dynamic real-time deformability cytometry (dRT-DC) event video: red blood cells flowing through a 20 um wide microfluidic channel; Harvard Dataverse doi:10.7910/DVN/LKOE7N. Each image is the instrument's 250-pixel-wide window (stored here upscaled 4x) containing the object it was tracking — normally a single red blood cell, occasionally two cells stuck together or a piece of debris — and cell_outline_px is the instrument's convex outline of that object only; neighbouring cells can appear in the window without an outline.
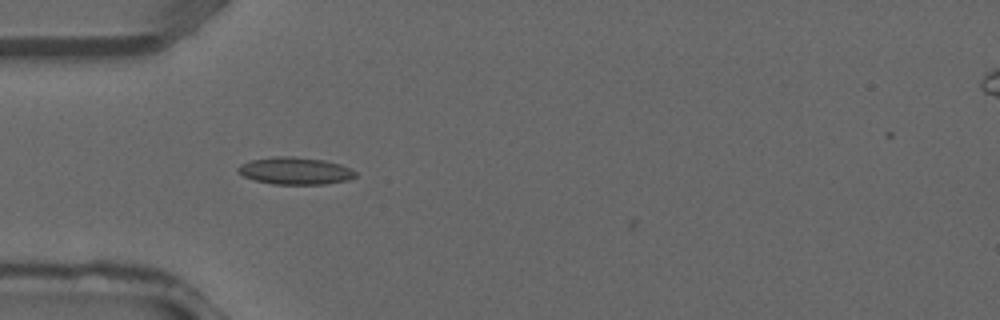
{"species": "common noctule bat (a hibernating species)", "species_latin": "Nyctalus noctula", "temperature_condition": "warm", "stored_images_in_passage": 27, "camera_frame_rate_fps": 3000, "um_per_image_px": 0.085, "animal": {"sex": "male", "forearm_length_mm": 52.5}, "frame": {"image": 1, "passage_image": 1, "time_ms": 0.0, "image_size_px": [1000, 320], "cell_outline_px": [[356, 176], [348, 180], [324, 184], [272, 184], [256, 180], [244, 176], [236, 172], [236, 168], [240, 164], [252, 160], [276, 156], [292, 156], [324, 160], [340, 164], [356, 172]], "centroid_in_image_um": [25.06, 14.52], "position_along_channel_um": 59.9, "area_um2": 18.55}}
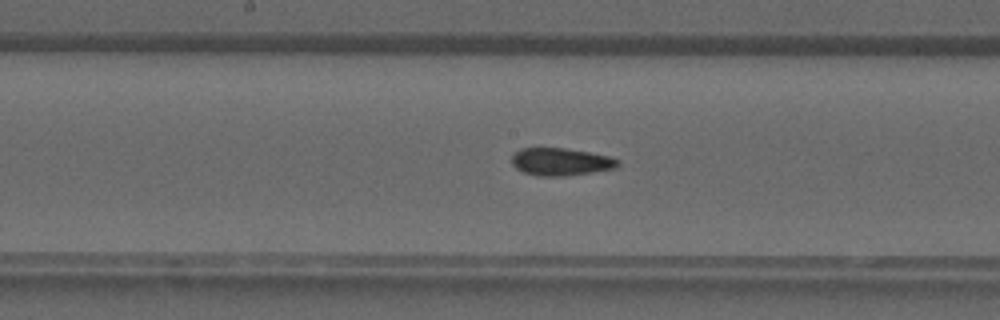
{"frame": {"image": 2, "passage_image": 9, "time_ms": 2.667, "image_size_px": [1000, 320], "cell_outline_px": [[620, 164], [616, 168], [592, 172], [564, 176], [536, 176], [524, 172], [516, 168], [512, 164], [512, 156], [520, 148], [564, 148], [588, 152], [608, 156], [620, 160]], "centroid_in_image_um": [47.67, 13.75], "position_along_channel_um": 200.5, "area_um2": 16.99}}
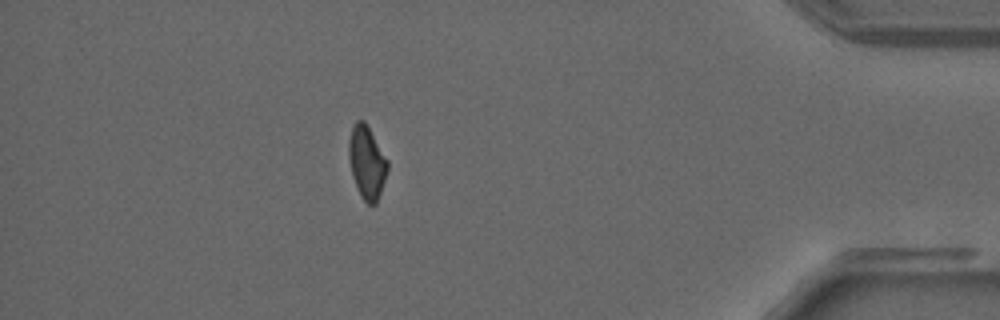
{"frame": {"image": 3, "passage_image": 23, "time_ms": 7.333, "image_size_px": [1000, 320], "cell_outline_px": [[388, 168], [376, 204], [368, 204], [360, 196], [352, 176], [348, 156], [348, 140], [352, 128], [356, 120], [364, 120], [388, 160]], "centroid_in_image_um": [31.16, 13.79], "position_along_channel_um": 404.0, "area_um2": 16.36}}